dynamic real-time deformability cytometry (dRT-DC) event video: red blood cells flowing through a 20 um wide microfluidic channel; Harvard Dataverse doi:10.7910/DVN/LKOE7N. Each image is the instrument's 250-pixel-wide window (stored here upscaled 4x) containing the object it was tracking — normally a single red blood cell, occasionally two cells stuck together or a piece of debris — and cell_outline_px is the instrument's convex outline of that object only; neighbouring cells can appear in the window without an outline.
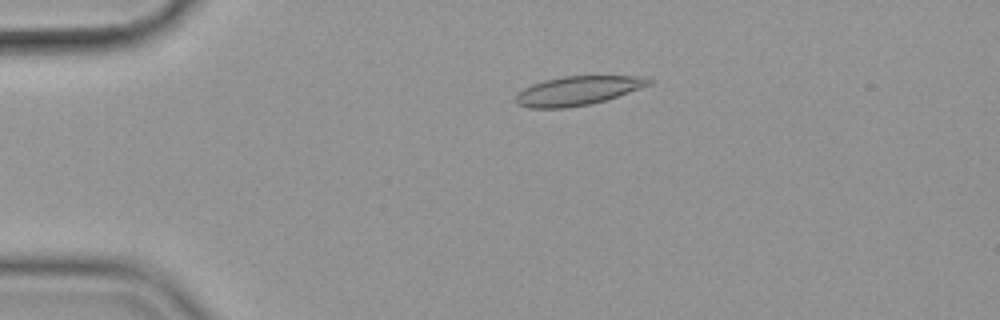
{"species": "common noctule bat (a hibernating species)", "species_latin": "Nyctalus noctula", "temperature_condition": "cold", "stored_images_in_passage": 56, "camera_frame_rate_fps": 3000, "um_per_image_px": 0.085, "animal": {"sex": "female", "body_mass_g": 19.9}, "frame": {"image": 1, "passage_image": 12, "time_ms": 3.667, "image_size_px": [1000, 320], "cell_outline_px": [[652, 84], [604, 100], [588, 104], [564, 108], [528, 108], [516, 104], [516, 96], [524, 88], [532, 84], [544, 80], [564, 76], [644, 76], [652, 80]], "centroid_in_image_um": [49.09, 7.7], "position_along_channel_um": 35.9, "area_um2": 22.25}}
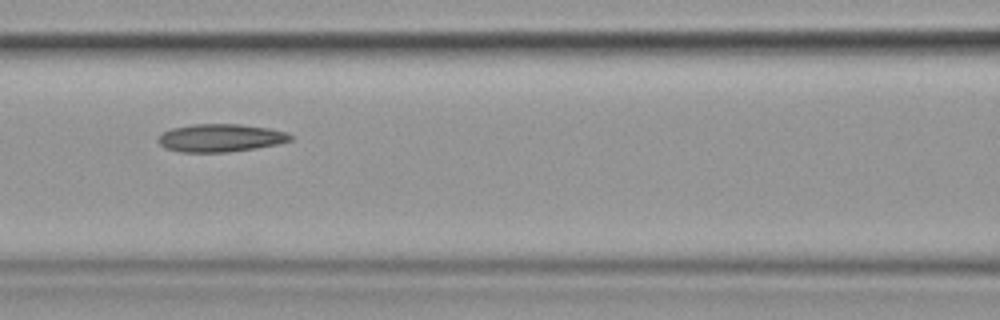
{"frame": {"image": 2, "passage_image": 25, "time_ms": 8.0, "image_size_px": [1000, 320], "cell_outline_px": [[292, 140], [276, 144], [256, 148], [228, 152], [180, 152], [164, 148], [156, 140], [164, 132], [172, 128], [192, 124], [240, 124], [268, 128], [288, 132], [292, 136]], "centroid_in_image_um": [18.73, 11.72], "position_along_channel_um": 147.9, "area_um2": 21.5}}
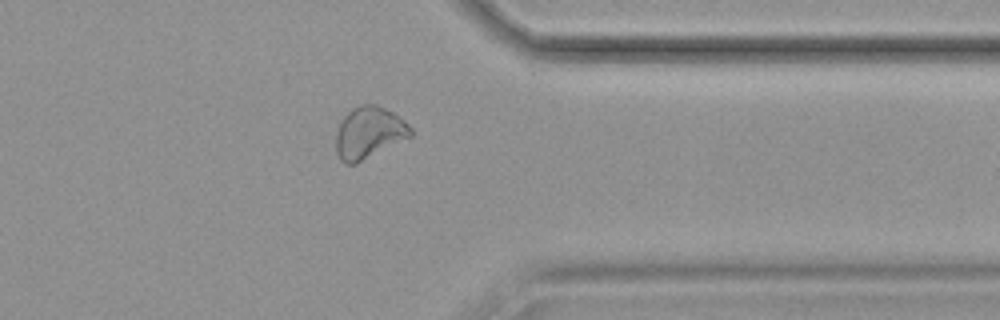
{"frame": {"image": 3, "passage_image": 45, "time_ms": 14.667, "image_size_px": [1000, 320], "cell_outline_px": [[412, 136], [356, 164], [344, 164], [340, 160], [336, 152], [336, 132], [344, 116], [352, 108], [360, 104], [376, 104], [392, 112], [404, 120], [412, 128]], "centroid_in_image_um": [31.35, 11.29], "position_along_channel_um": 380.0, "area_um2": 22.6}, "authors_computed_cell_mechanics": {"area_um2": 22.2241, "velocity_mm_per_s": 3.5748, "shape_relaxation_time_tau1_ms": null, "shape_relaxation_time_tau2_ms": 10.2411, "deformation_change_tau1": null, "deformation_change_tau2": 0.189}}